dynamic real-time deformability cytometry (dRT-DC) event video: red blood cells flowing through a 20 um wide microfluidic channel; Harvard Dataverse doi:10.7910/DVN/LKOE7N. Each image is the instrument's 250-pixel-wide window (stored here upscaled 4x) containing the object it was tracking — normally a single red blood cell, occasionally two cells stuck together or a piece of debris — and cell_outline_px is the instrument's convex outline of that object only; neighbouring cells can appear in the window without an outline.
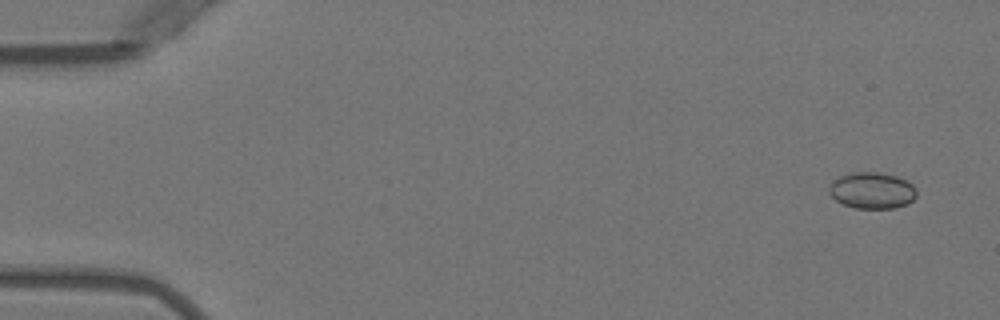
{"species": "Egyptian fruit bat (a non-hibernating species)", "species_latin": "Rousettus aegyptiacus", "temperature_condition": "warm", "stored_images_in_passage": 4, "camera_frame_rate_fps": 3000, "um_per_image_px": 0.085, "animal": {"sex": "female"}, "frame": {"image": 1, "passage_image": 1, "time_ms": 0.0, "image_size_px": [1000, 320], "cell_outline_px": [[916, 196], [908, 204], [896, 208], [856, 208], [844, 204], [836, 200], [828, 192], [828, 188], [840, 176], [852, 172], [880, 172], [896, 176], [912, 184], [916, 188]], "centroid_in_image_um": [74.15, 16.19], "position_along_channel_um": 10.9, "area_um2": 18.44}}
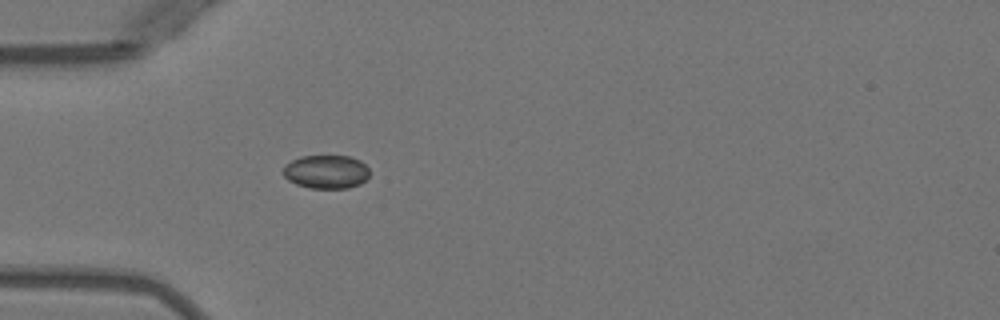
{"frame": {"image": 2, "passage_image": 4, "time_ms": 4.333, "image_size_px": [1000, 320], "cell_outline_px": [[368, 176], [360, 184], [348, 188], [308, 188], [296, 184], [288, 180], [284, 176], [284, 164], [300, 156], [348, 156], [360, 160], [368, 168]], "centroid_in_image_um": [27.7, 14.6], "position_along_channel_um": 57.3, "area_um2": 16.88}}